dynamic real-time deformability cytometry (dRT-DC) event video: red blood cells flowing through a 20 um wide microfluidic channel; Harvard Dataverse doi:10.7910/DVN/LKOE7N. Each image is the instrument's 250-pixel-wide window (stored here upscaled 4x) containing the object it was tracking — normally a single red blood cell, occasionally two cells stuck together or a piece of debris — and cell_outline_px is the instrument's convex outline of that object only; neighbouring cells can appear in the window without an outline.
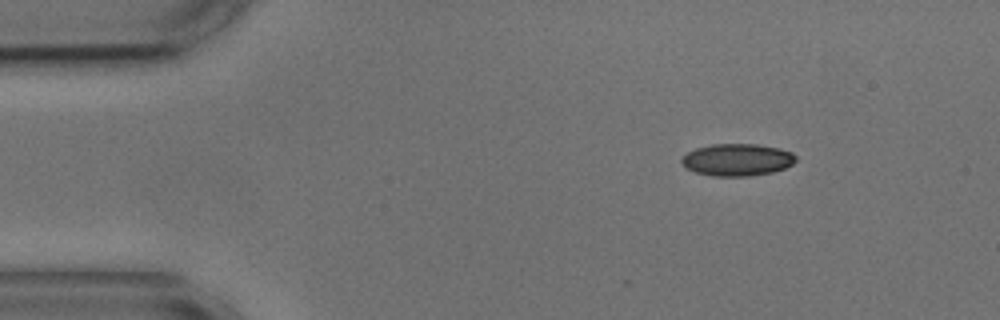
{"species": "common noctule bat (a hibernating species)", "species_latin": "Nyctalus noctula", "temperature_condition": "cold", "stored_images_in_passage": 3, "camera_frame_rate_fps": 3000, "um_per_image_px": 0.085, "animal": {"sex": "male", "body_mass_g": 17.9, "forearm_length_mm": 54.2}, "frame": {"image": 1, "passage_image": 1, "time_ms": 0.0, "image_size_px": [1000, 320], "cell_outline_px": [[796, 160], [792, 164], [784, 168], [772, 172], [748, 176], [712, 176], [696, 172], [688, 168], [680, 160], [688, 152], [696, 148], [712, 144], [756, 144], [780, 148], [792, 152], [796, 156]], "centroid_in_image_um": [62.69, 13.57], "position_along_channel_um": 22.3, "area_um2": 21.27}}
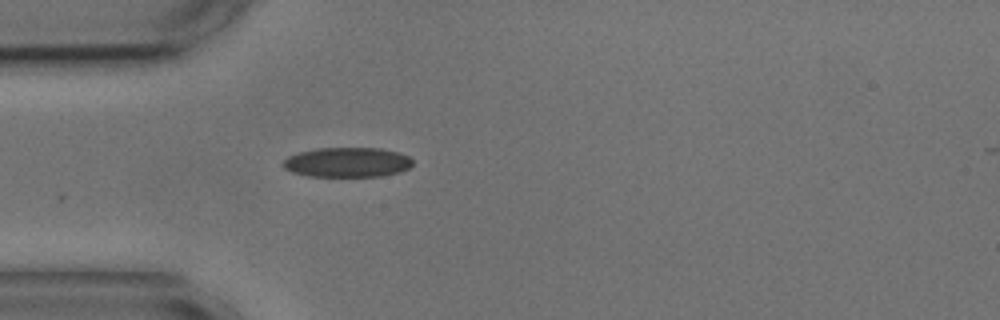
{"frame": {"image": 2, "passage_image": 3, "time_ms": 2.667, "image_size_px": [1000, 320], "cell_outline_px": [[412, 164], [408, 168], [400, 172], [380, 176], [308, 176], [292, 172], [284, 168], [280, 164], [288, 156], [300, 152], [316, 148], [380, 148], [400, 152], [408, 156], [412, 160]], "centroid_in_image_um": [29.51, 13.79], "position_along_channel_um": 55.5, "area_um2": 22.54}}